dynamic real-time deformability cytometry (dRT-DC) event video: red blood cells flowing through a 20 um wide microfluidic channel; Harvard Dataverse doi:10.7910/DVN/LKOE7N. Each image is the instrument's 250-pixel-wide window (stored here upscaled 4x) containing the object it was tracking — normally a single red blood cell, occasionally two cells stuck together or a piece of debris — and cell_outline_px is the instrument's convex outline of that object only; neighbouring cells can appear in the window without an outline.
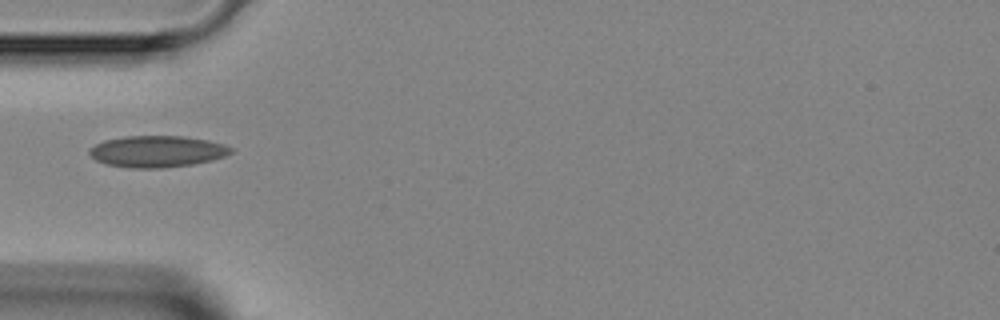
{"species": "Egyptian fruit bat (a non-hibernating species)", "species_latin": "Rousettus aegyptiacus", "temperature_condition": "room temperature", "stored_images_in_passage": 1, "camera_frame_rate_fps": 3000, "um_per_image_px": 0.085, "animal": {"sex": "female"}, "frame": {"image": 1, "passage_image": 1, "time_ms": 0.0, "image_size_px": [1000, 320], "cell_outline_px": [[232, 152], [224, 156], [212, 160], [192, 164], [160, 168], [128, 168], [104, 164], [96, 160], [88, 152], [88, 148], [104, 140], [124, 136], [184, 136], [208, 140], [224, 144], [232, 148]], "centroid_in_image_um": [13.32, 12.87], "position_along_channel_um": 71.7, "area_um2": 26.07}}